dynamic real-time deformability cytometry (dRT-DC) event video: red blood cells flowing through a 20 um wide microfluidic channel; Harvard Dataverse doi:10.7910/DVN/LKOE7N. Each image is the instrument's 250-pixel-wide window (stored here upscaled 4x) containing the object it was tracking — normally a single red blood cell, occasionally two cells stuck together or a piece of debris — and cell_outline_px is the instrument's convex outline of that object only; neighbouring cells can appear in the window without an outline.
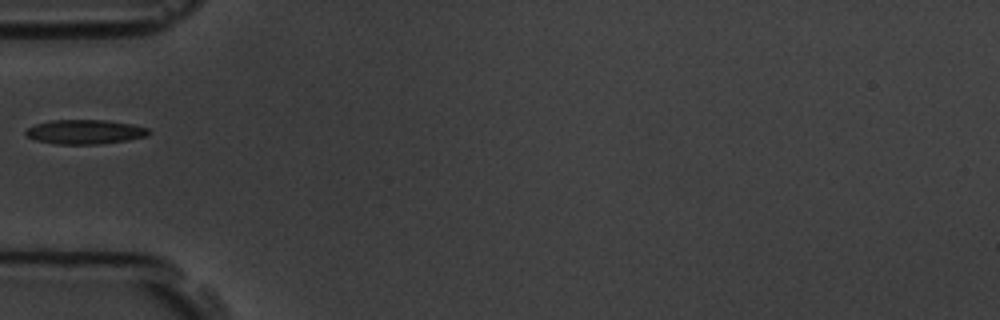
{"species": "common noctule bat (a hibernating species)", "species_latin": "Nyctalus noctula", "temperature_condition": "room temperature", "stored_images_in_passage": 4, "camera_frame_rate_fps": 3000, "um_per_image_px": 0.085, "animal": {"sex": "male", "body_mass_g": 19.5, "forearm_length_mm": 54.6}, "frame": {"image": 1, "passage_image": 3, "time_ms": 3.333, "image_size_px": [1000, 320], "cell_outline_px": [[152, 132], [148, 136], [128, 140], [96, 144], [56, 144], [36, 140], [28, 136], [24, 132], [28, 128], [36, 124], [52, 120], [108, 120], [132, 124], [148, 128]], "centroid_in_image_um": [7.27, 11.2], "position_along_channel_um": 77.7, "area_um2": 17.46}}
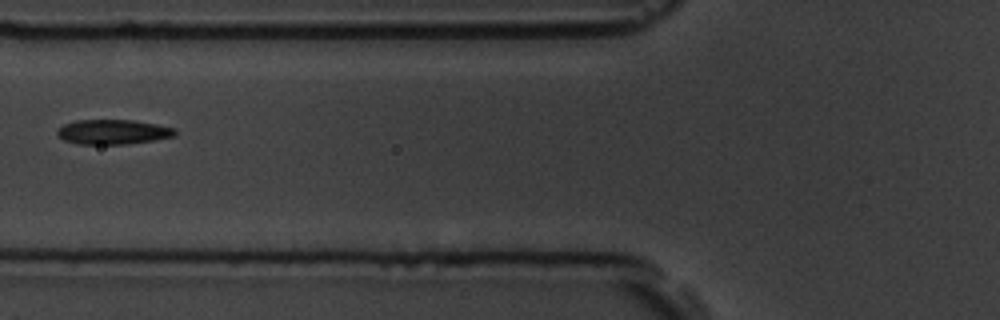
{"frame": {"image": 2, "passage_image": 4, "time_ms": 4.333, "image_size_px": [1000, 320], "cell_outline_px": [[176, 136], [128, 144], [80, 144], [64, 140], [56, 136], [56, 132], [64, 124], [76, 120], [132, 120], [156, 124], [176, 128]], "centroid_in_image_um": [9.6, 11.21], "position_along_channel_um": 116.2, "area_um2": 16.99}}